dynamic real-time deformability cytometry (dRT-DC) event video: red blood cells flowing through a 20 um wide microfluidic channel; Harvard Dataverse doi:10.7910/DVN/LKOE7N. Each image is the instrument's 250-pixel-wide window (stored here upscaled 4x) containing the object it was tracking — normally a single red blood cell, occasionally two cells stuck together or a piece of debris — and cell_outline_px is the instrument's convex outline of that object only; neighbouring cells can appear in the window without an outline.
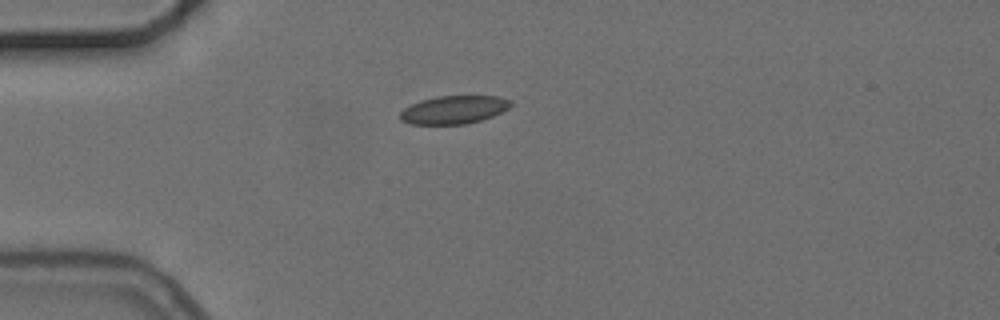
{"species": "common noctule bat (a hibernating species)", "species_latin": "Nyctalus noctula", "temperature_condition": "cold", "stored_images_in_passage": 5, "camera_frame_rate_fps": 3000, "um_per_image_px": 0.085, "animal": {"sex": "female", "body_mass_g": 24.6, "forearm_length_mm": 56.2}, "frame": {"image": 1, "passage_image": 1, "time_ms": 0.0, "image_size_px": [1000, 320], "cell_outline_px": [[512, 104], [508, 108], [492, 116], [480, 120], [464, 124], [412, 124], [400, 120], [400, 112], [404, 108], [420, 100], [436, 96], [500, 96], [512, 100]], "centroid_in_image_um": [38.57, 9.32], "position_along_channel_um": 46.4, "area_um2": 18.09}}
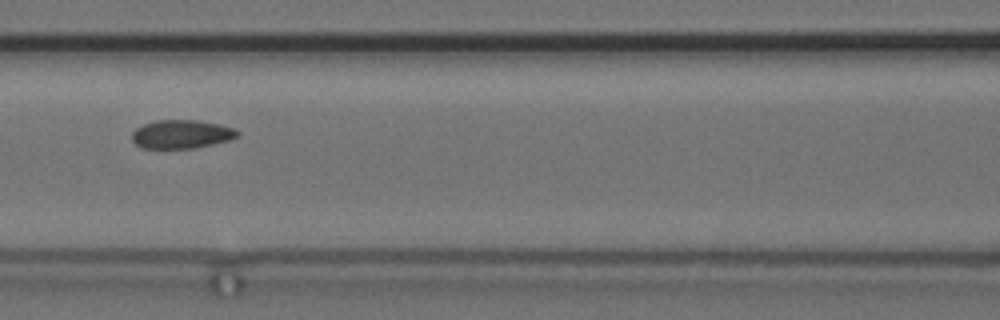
{"frame": {"image": 2, "passage_image": 4, "time_ms": 3.333, "image_size_px": [1000, 320], "cell_outline_px": [[240, 136], [228, 140], [196, 148], [140, 148], [132, 140], [132, 132], [136, 128], [144, 124], [156, 120], [196, 120], [220, 124], [232, 128], [240, 132]], "centroid_in_image_um": [15.42, 11.4], "position_along_channel_um": 151.2, "area_um2": 17.57}}
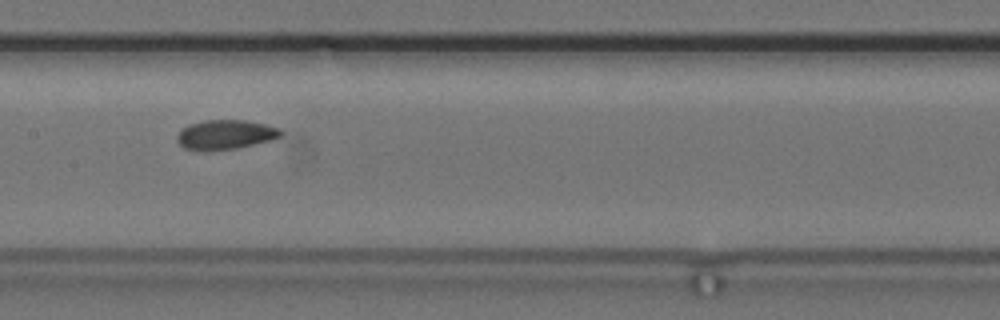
{"frame": {"image": 3, "passage_image": 5, "time_ms": 4.333, "image_size_px": [1000, 320], "cell_outline_px": [[284, 132], [280, 136], [272, 140], [236, 148], [200, 152], [184, 148], [176, 140], [176, 136], [188, 124], [204, 120], [244, 120], [264, 124], [280, 128]], "centroid_in_image_um": [19.14, 11.45], "position_along_channel_um": 188.3, "area_um2": 17.98}}